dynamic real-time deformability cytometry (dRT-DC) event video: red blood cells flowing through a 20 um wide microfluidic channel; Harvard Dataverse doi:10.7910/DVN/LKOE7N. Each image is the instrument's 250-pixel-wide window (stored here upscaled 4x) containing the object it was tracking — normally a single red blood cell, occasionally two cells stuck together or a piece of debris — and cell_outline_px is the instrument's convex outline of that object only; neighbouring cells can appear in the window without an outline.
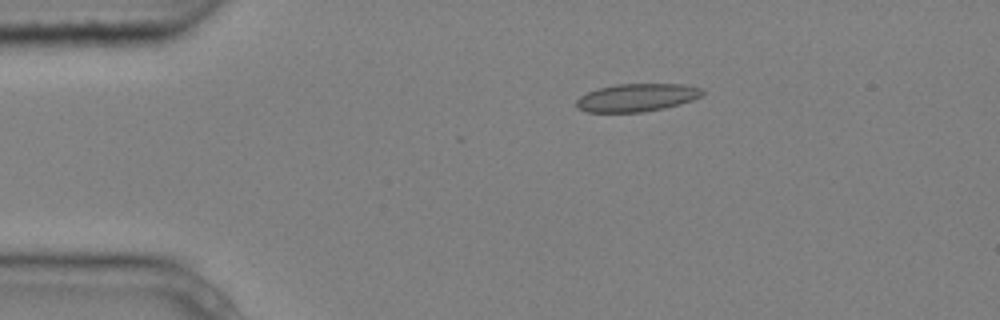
{"species": "common noctule bat (a hibernating species)", "species_latin": "Nyctalus noctula", "temperature_condition": "cold", "stored_images_in_passage": 3, "camera_frame_rate_fps": 3000, "um_per_image_px": 0.085, "animal": {"sex": "male", "body_mass_g": 20.4}, "frame": {"image": 1, "passage_image": 1, "time_ms": 0.0, "image_size_px": [1000, 320], "cell_outline_px": [[704, 92], [700, 96], [692, 100], [680, 104], [664, 108], [640, 112], [588, 112], [576, 108], [576, 100], [580, 96], [596, 88], [616, 84], [684, 84], [700, 88]], "centroid_in_image_um": [54.09, 8.29], "position_along_channel_um": 30.9, "area_um2": 20.46}}